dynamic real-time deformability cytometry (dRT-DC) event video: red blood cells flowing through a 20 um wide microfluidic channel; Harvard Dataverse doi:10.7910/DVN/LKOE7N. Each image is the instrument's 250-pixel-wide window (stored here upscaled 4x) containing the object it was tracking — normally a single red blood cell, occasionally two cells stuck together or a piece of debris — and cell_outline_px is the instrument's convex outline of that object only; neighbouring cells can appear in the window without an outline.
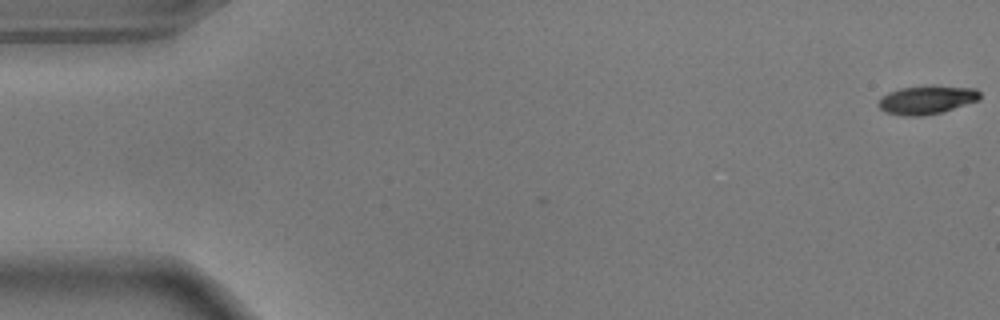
{"species": "common noctule bat (a hibernating species)", "species_latin": "Nyctalus noctula", "temperature_condition": "warm", "stored_images_in_passage": 8, "camera_frame_rate_fps": 3000, "um_per_image_px": 0.085, "animal": {"sex": "male", "body_mass_g": 17.9}, "frame": {"image": 1, "passage_image": 1, "time_ms": 0.0, "image_size_px": [1000, 320], "cell_outline_px": [[980, 100], [940, 112], [924, 116], [904, 116], [884, 112], [876, 104], [888, 92], [900, 88], [932, 84], [976, 88], [980, 92]], "centroid_in_image_um": [78.78, 8.46], "position_along_channel_um": 6.2, "area_um2": 17.17}}